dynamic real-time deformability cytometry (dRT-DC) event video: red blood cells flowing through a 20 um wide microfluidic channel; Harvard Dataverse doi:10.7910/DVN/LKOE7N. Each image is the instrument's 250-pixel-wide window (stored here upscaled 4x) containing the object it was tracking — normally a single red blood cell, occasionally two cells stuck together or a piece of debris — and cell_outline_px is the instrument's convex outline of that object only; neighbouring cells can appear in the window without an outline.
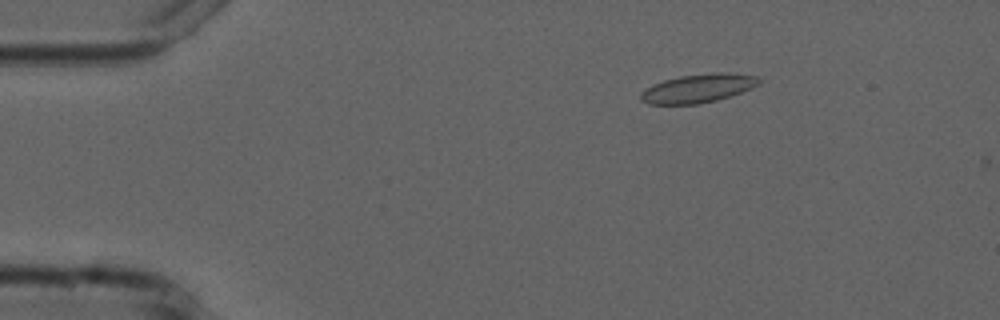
{"species": "common noctule bat (a hibernating species)", "species_latin": "Nyctalus noctula", "temperature_condition": "cold", "stored_images_in_passage": 4, "camera_frame_rate_fps": 3000, "um_per_image_px": 0.085, "animal": {"sex": "male", "forearm_length_mm": 52.5}, "frame": {"image": 1, "passage_image": 3, "time_ms": 2.333, "image_size_px": [1000, 320], "cell_outline_px": [[760, 84], [752, 88], [716, 100], [700, 104], [648, 104], [640, 100], [640, 92], [652, 84], [664, 80], [680, 76], [720, 72], [724, 72], [756, 76], [760, 80]], "centroid_in_image_um": [59.3, 7.51], "position_along_channel_um": 25.7, "area_um2": 19.59}}